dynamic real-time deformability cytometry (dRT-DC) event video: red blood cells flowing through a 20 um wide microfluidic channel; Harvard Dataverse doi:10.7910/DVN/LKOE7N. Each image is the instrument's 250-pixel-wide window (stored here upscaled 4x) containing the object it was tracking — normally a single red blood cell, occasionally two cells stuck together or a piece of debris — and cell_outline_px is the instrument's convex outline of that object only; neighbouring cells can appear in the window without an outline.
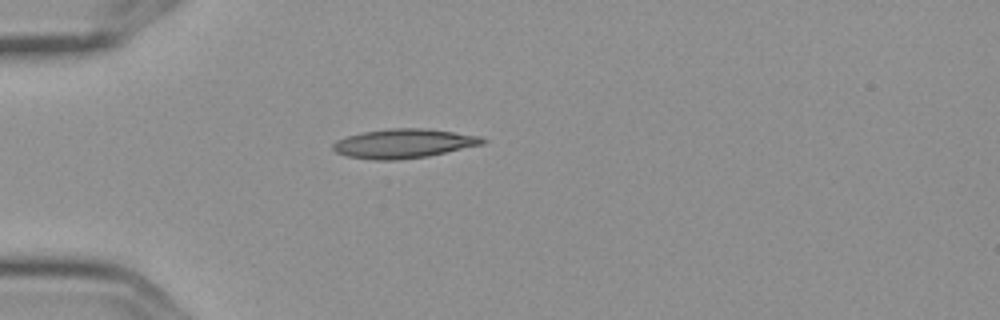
{"species": "Egyptian fruit bat (a non-hibernating species)", "species_latin": "Rousettus aegyptiacus", "temperature_condition": "cold", "stored_images_in_passage": 2, "camera_frame_rate_fps": 3000, "um_per_image_px": 0.085, "frame": {"image": 1, "passage_image": 1, "time_ms": 0.0, "image_size_px": [1000, 320], "cell_outline_px": [[488, 140], [484, 144], [428, 156], [396, 160], [372, 160], [348, 156], [336, 152], [332, 148], [332, 144], [336, 140], [348, 136], [364, 132], [388, 128], [424, 128], [480, 136]], "centroid_in_image_um": [34.31, 12.2], "position_along_channel_um": 50.7, "area_um2": 25.37}}